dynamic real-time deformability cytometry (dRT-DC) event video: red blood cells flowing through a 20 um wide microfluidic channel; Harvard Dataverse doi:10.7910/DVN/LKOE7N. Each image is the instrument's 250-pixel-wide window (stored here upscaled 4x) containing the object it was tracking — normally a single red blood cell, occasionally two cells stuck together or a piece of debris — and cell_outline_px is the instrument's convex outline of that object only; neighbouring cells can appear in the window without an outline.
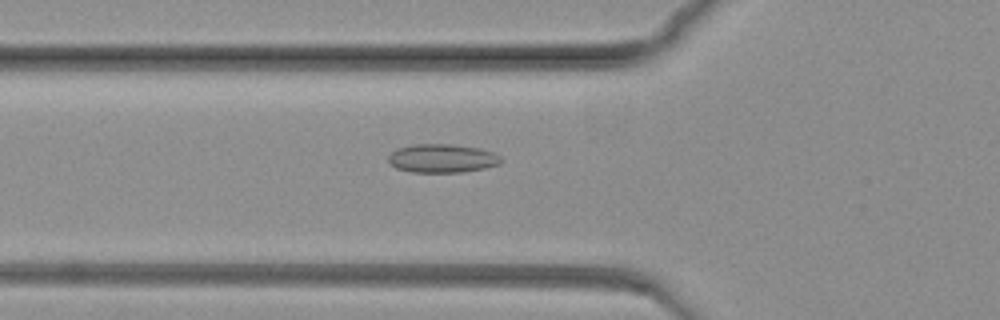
{"species": "common noctule bat (a hibernating species)", "species_latin": "Nyctalus noctula", "temperature_condition": "warm", "stored_images_in_passage": 75, "camera_frame_rate_fps": 3000, "um_per_image_px": 0.085, "animal": {"sex": "female", "body_mass_g": 19.3, "forearm_length_mm": 54.1}, "frame": {"image": 1, "passage_image": 22, "time_ms": 7.0, "image_size_px": [1000, 320], "cell_outline_px": [[504, 160], [500, 164], [484, 168], [464, 172], [412, 172], [396, 168], [388, 164], [388, 156], [396, 148], [416, 144], [448, 144], [480, 148], [492, 152], [500, 156]], "centroid_in_image_um": [37.58, 13.46], "position_along_channel_um": 88.2, "area_um2": 18.9}}
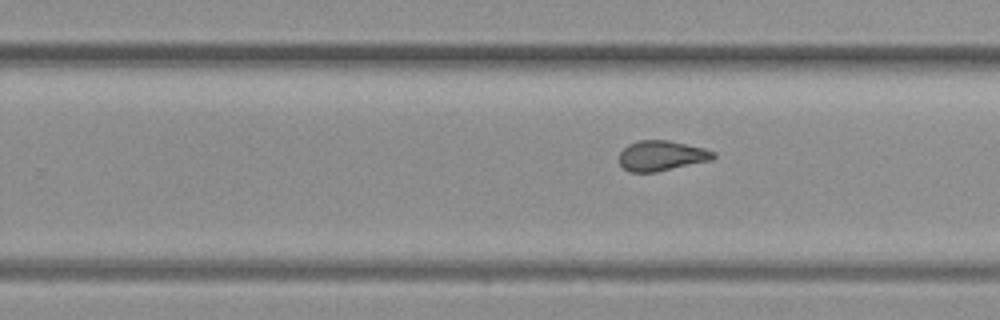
{"frame": {"image": 2, "passage_image": 44, "time_ms": 14.333, "image_size_px": [1000, 320], "cell_outline_px": [[716, 156], [712, 160], [656, 172], [632, 172], [624, 168], [620, 164], [620, 152], [628, 144], [640, 140], [668, 140], [704, 148], [716, 152]], "centroid_in_image_um": [56.25, 13.23], "position_along_channel_um": 273.5, "area_um2": 16.53}}
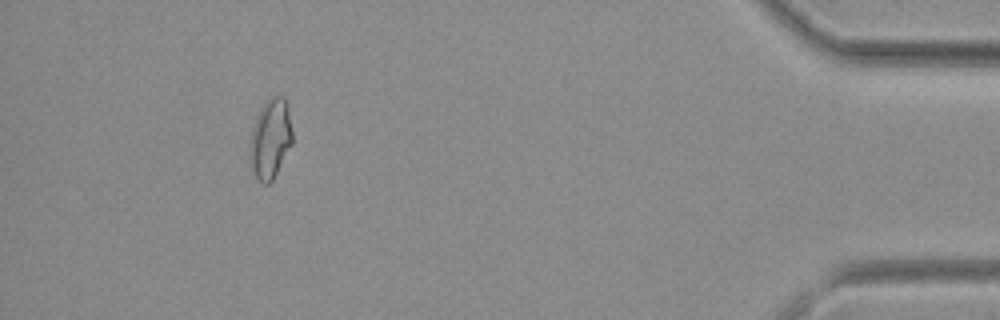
{"frame": {"image": 3, "passage_image": 68, "time_ms": 22.333, "image_size_px": [1000, 320], "cell_outline_px": [[292, 144], [272, 180], [268, 184], [264, 184], [252, 172], [248, 152], [252, 128], [264, 104], [268, 100], [276, 96], [284, 96], [288, 108], [292, 132]], "centroid_in_image_um": [22.97, 11.83], "position_along_channel_um": 412.2, "area_um2": 19.42}}